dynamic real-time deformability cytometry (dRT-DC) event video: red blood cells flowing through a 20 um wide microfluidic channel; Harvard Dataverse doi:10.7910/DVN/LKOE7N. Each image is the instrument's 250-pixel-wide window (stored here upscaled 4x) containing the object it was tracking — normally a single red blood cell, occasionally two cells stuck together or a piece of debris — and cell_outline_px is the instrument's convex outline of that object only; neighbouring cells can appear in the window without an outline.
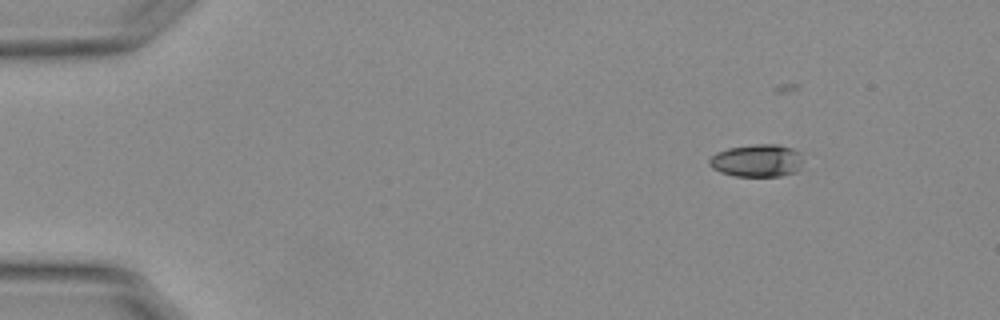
{"species": "Egyptian fruit bat (a non-hibernating species)", "species_latin": "Rousettus aegyptiacus", "temperature_condition": "warm", "stored_images_in_passage": 47, "camera_frame_rate_fps": 3000, "um_per_image_px": 0.085, "animal": {"sex": "female"}, "frame": {"image": 1, "passage_image": 1, "time_ms": 0.0, "image_size_px": [1000, 320], "cell_outline_px": [[800, 168], [796, 172], [780, 176], [736, 176], [720, 172], [712, 168], [708, 164], [708, 160], [716, 152], [728, 148], [752, 144], [776, 144], [792, 148], [800, 152]], "centroid_in_image_um": [64.31, 13.65], "position_along_channel_um": 20.7, "area_um2": 17.86}}
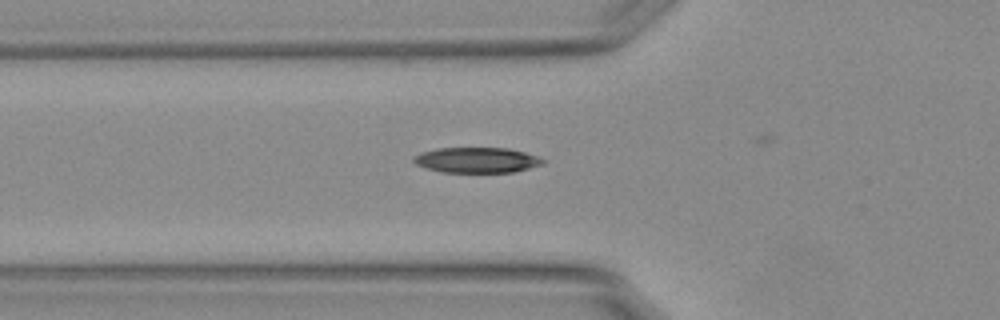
{"frame": {"image": 2, "passage_image": 14, "time_ms": 4.333, "image_size_px": [1000, 320], "cell_outline_px": [[544, 164], [512, 172], [440, 172], [416, 164], [412, 160], [412, 156], [420, 152], [436, 148], [508, 148], [540, 156], [544, 160]], "centroid_in_image_um": [40.51, 13.6], "position_along_channel_um": 85.3, "area_um2": 19.19}}
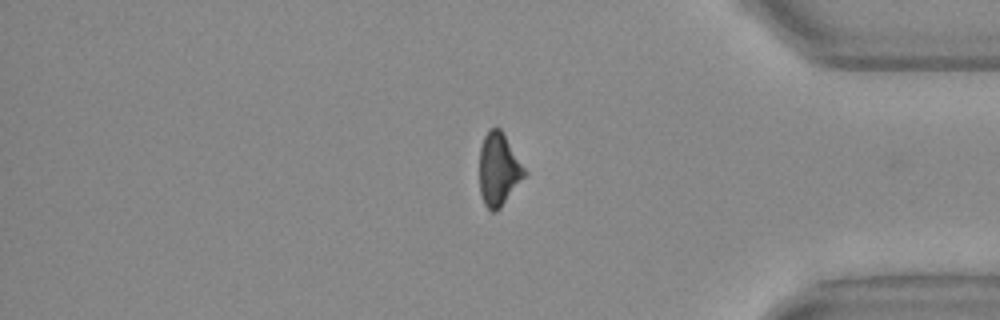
{"frame": {"image": 3, "passage_image": 40, "time_ms": 13.0, "image_size_px": [1000, 320], "cell_outline_px": [[528, 172], [500, 208], [496, 212], [492, 212], [484, 204], [480, 192], [480, 148], [484, 136], [488, 128], [500, 128]], "centroid_in_image_um": [42.38, 14.4], "position_along_channel_um": 392.8, "area_um2": 19.02}, "authors_computed_cell_mechanics": {"area_um2": 19.1896, "velocity_mm_per_s": 3.791, "shape_relaxation_time_tau1_ms": 3.126, "shape_relaxation_time_tau2_ms": 5.704, "deformation_change_tau1": 0.1483, "deformation_change_tau2": 0.1372}}